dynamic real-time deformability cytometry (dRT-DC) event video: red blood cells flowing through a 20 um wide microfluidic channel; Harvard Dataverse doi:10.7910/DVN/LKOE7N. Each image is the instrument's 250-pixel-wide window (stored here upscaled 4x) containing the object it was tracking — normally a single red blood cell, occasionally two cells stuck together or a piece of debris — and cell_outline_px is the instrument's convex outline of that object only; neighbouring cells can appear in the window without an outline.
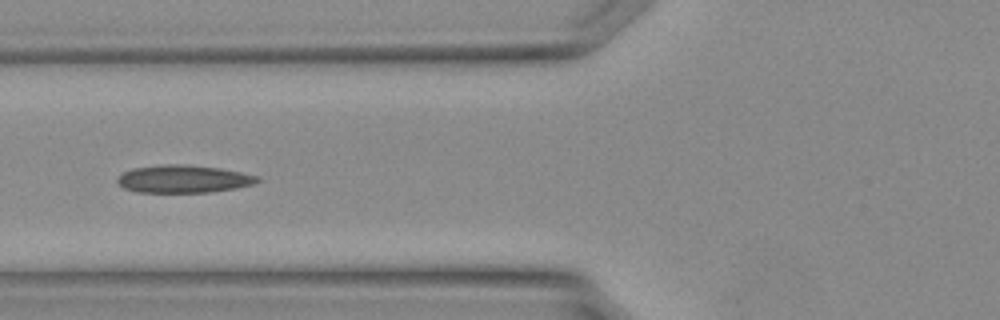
{"species": "Egyptian fruit bat (a non-hibernating species)", "species_latin": "Rousettus aegyptiacus", "temperature_condition": "warm", "stored_images_in_passage": 17, "camera_frame_rate_fps": 3000, "um_per_image_px": 0.085, "animal": {"sex": "female"}, "frame": {"image": 1, "passage_image": 8, "time_ms": 2.333, "image_size_px": [1000, 320], "cell_outline_px": [[264, 180], [256, 184], [208, 192], [140, 192], [124, 188], [116, 180], [124, 172], [132, 168], [160, 164], [188, 164], [220, 168], [260, 176]], "centroid_in_image_um": [15.65, 15.19], "position_along_channel_um": 110.2, "area_um2": 22.66}}
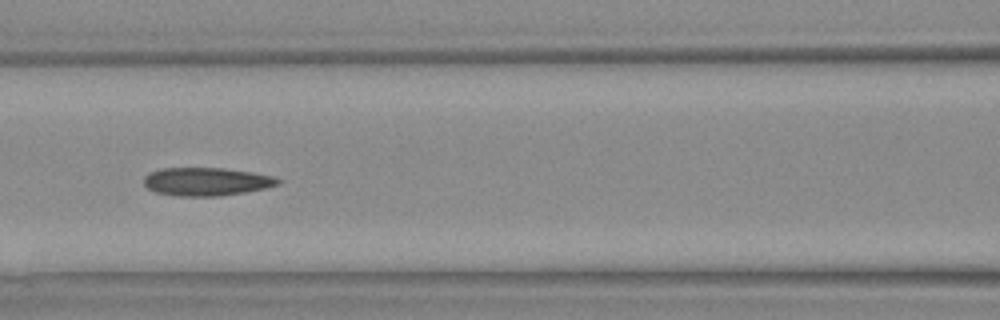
{"frame": {"image": 2, "passage_image": 10, "time_ms": 3.0, "image_size_px": [1000, 320], "cell_outline_px": [[280, 184], [264, 188], [244, 192], [220, 196], [180, 196], [156, 192], [148, 188], [144, 184], [144, 176], [148, 172], [160, 168], [224, 168], [252, 172], [272, 176], [280, 180]], "centroid_in_image_um": [17.51, 15.43], "position_along_channel_um": 149.1, "area_um2": 21.96}}